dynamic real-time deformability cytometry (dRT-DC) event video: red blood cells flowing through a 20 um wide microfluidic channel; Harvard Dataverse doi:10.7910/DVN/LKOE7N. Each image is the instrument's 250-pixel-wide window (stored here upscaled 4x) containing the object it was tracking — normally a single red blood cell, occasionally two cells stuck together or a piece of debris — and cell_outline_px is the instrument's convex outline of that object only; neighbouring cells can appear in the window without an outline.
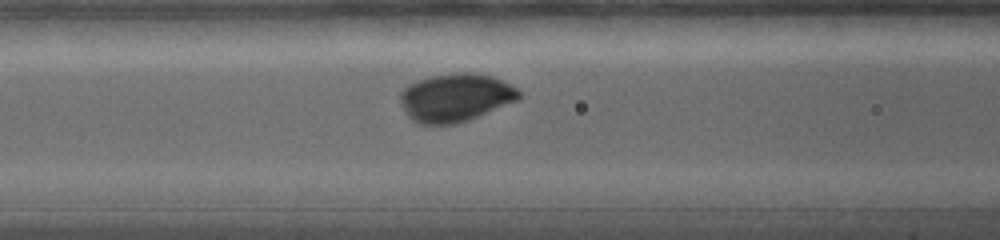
{"species": "common noctule bat (a hibernating species)", "species_latin": "Nyctalus noctula", "temperature_condition": "warm", "stored_images_in_passage": 9, "camera_frame_rate_fps": 5000, "um_per_image_px": 0.085, "animal": {"sex": "female", "body_mass_g": 19.0, "forearm_length_mm": 56.7}, "frame": {"image": 1, "passage_image": 4, "time_ms": 2.2, "image_size_px": [1000, 240], "cell_outline_px": [[520, 100], [468, 120], [456, 124], [416, 124], [408, 116], [400, 100], [400, 92], [408, 84], [416, 80], [432, 76], [460, 72], [476, 72], [492, 76], [516, 88], [520, 92]], "centroid_in_image_um": [38.71, 8.29], "position_along_channel_um": 127.9, "area_um2": 33.41}}
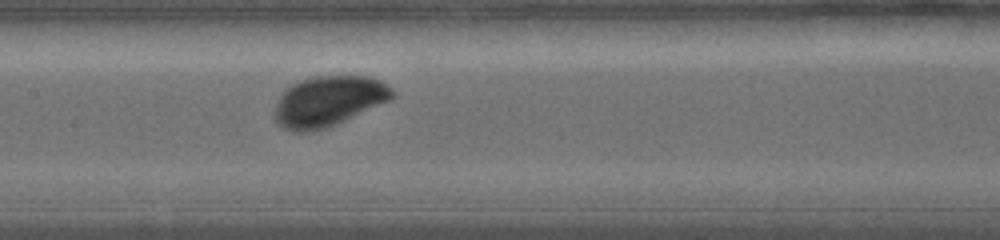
{"frame": {"image": 2, "passage_image": 6, "time_ms": 3.6, "image_size_px": [1000, 240], "cell_outline_px": [[396, 96], [392, 100], [336, 124], [324, 128], [308, 132], [292, 132], [284, 128], [276, 120], [276, 108], [280, 96], [292, 84], [304, 80], [320, 76], [368, 76], [380, 80], [392, 88], [396, 92]], "centroid_in_image_um": [28.0, 8.6], "position_along_channel_um": 179.4, "area_um2": 34.16}}
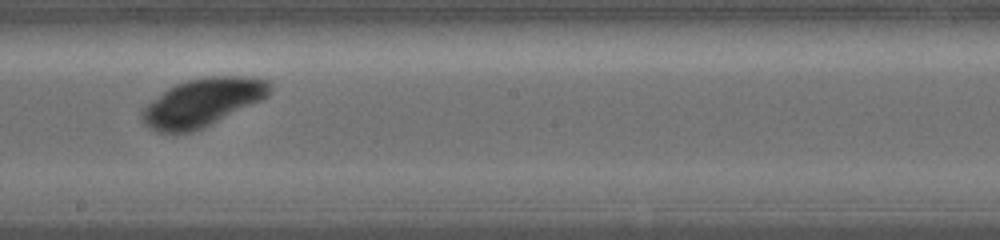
{"frame": {"image": 3, "passage_image": 8, "time_ms": 5.0, "image_size_px": [1000, 240], "cell_outline_px": [[272, 92], [268, 96], [204, 128], [192, 132], [160, 132], [148, 128], [144, 124], [140, 116], [144, 108], [152, 100], [168, 88], [176, 84], [188, 80], [212, 76], [244, 76], [268, 80], [272, 84]], "centroid_in_image_um": [17.23, 8.7], "position_along_channel_um": 231.0, "area_um2": 35.49}}